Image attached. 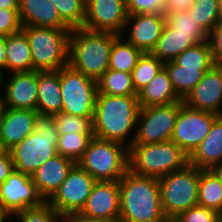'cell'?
Wrapping results in <instances>:
<instances>
[{"instance_id":"obj_1","label":"cell","mask_w":222,"mask_h":222,"mask_svg":"<svg viewBox=\"0 0 222 222\" xmlns=\"http://www.w3.org/2000/svg\"><path fill=\"white\" fill-rule=\"evenodd\" d=\"M140 108L137 96L97 94L92 121L94 136L129 148L135 139Z\"/></svg>"},{"instance_id":"obj_2","label":"cell","mask_w":222,"mask_h":222,"mask_svg":"<svg viewBox=\"0 0 222 222\" xmlns=\"http://www.w3.org/2000/svg\"><path fill=\"white\" fill-rule=\"evenodd\" d=\"M119 188L121 222H166L158 178L138 175L128 169L119 180Z\"/></svg>"},{"instance_id":"obj_3","label":"cell","mask_w":222,"mask_h":222,"mask_svg":"<svg viewBox=\"0 0 222 222\" xmlns=\"http://www.w3.org/2000/svg\"><path fill=\"white\" fill-rule=\"evenodd\" d=\"M117 33L72 29L69 38V64L86 77L98 81L109 69V57Z\"/></svg>"},{"instance_id":"obj_4","label":"cell","mask_w":222,"mask_h":222,"mask_svg":"<svg viewBox=\"0 0 222 222\" xmlns=\"http://www.w3.org/2000/svg\"><path fill=\"white\" fill-rule=\"evenodd\" d=\"M58 135L52 116L38 114L33 132L9 150L15 171L31 176L56 156Z\"/></svg>"},{"instance_id":"obj_5","label":"cell","mask_w":222,"mask_h":222,"mask_svg":"<svg viewBox=\"0 0 222 222\" xmlns=\"http://www.w3.org/2000/svg\"><path fill=\"white\" fill-rule=\"evenodd\" d=\"M129 170L138 175L161 178L189 163L188 155L173 141L132 144L128 148Z\"/></svg>"},{"instance_id":"obj_6","label":"cell","mask_w":222,"mask_h":222,"mask_svg":"<svg viewBox=\"0 0 222 222\" xmlns=\"http://www.w3.org/2000/svg\"><path fill=\"white\" fill-rule=\"evenodd\" d=\"M71 30L22 26L31 50L33 70L55 71L69 64Z\"/></svg>"},{"instance_id":"obj_7","label":"cell","mask_w":222,"mask_h":222,"mask_svg":"<svg viewBox=\"0 0 222 222\" xmlns=\"http://www.w3.org/2000/svg\"><path fill=\"white\" fill-rule=\"evenodd\" d=\"M77 163L96 181H119L129 169L128 147L94 136Z\"/></svg>"},{"instance_id":"obj_8","label":"cell","mask_w":222,"mask_h":222,"mask_svg":"<svg viewBox=\"0 0 222 222\" xmlns=\"http://www.w3.org/2000/svg\"><path fill=\"white\" fill-rule=\"evenodd\" d=\"M201 169L187 164L158 179L161 207L168 218H176L190 207L198 205Z\"/></svg>"},{"instance_id":"obj_9","label":"cell","mask_w":222,"mask_h":222,"mask_svg":"<svg viewBox=\"0 0 222 222\" xmlns=\"http://www.w3.org/2000/svg\"><path fill=\"white\" fill-rule=\"evenodd\" d=\"M60 85L62 112L93 121L98 82L68 64L60 68Z\"/></svg>"},{"instance_id":"obj_10","label":"cell","mask_w":222,"mask_h":222,"mask_svg":"<svg viewBox=\"0 0 222 222\" xmlns=\"http://www.w3.org/2000/svg\"><path fill=\"white\" fill-rule=\"evenodd\" d=\"M183 100L169 105L140 108L133 144H154L171 140Z\"/></svg>"},{"instance_id":"obj_11","label":"cell","mask_w":222,"mask_h":222,"mask_svg":"<svg viewBox=\"0 0 222 222\" xmlns=\"http://www.w3.org/2000/svg\"><path fill=\"white\" fill-rule=\"evenodd\" d=\"M96 182L76 163L47 203L66 220L69 216L81 212Z\"/></svg>"},{"instance_id":"obj_12","label":"cell","mask_w":222,"mask_h":222,"mask_svg":"<svg viewBox=\"0 0 222 222\" xmlns=\"http://www.w3.org/2000/svg\"><path fill=\"white\" fill-rule=\"evenodd\" d=\"M217 116L211 112L190 108L183 103L178 112L171 141L189 157L207 137Z\"/></svg>"},{"instance_id":"obj_13","label":"cell","mask_w":222,"mask_h":222,"mask_svg":"<svg viewBox=\"0 0 222 222\" xmlns=\"http://www.w3.org/2000/svg\"><path fill=\"white\" fill-rule=\"evenodd\" d=\"M44 202L30 175L14 170L0 185V207L10 216L27 208L41 206Z\"/></svg>"},{"instance_id":"obj_14","label":"cell","mask_w":222,"mask_h":222,"mask_svg":"<svg viewBox=\"0 0 222 222\" xmlns=\"http://www.w3.org/2000/svg\"><path fill=\"white\" fill-rule=\"evenodd\" d=\"M127 16L125 0H86L83 27L121 35Z\"/></svg>"},{"instance_id":"obj_15","label":"cell","mask_w":222,"mask_h":222,"mask_svg":"<svg viewBox=\"0 0 222 222\" xmlns=\"http://www.w3.org/2000/svg\"><path fill=\"white\" fill-rule=\"evenodd\" d=\"M165 23V14H128L121 36L143 53H151Z\"/></svg>"},{"instance_id":"obj_16","label":"cell","mask_w":222,"mask_h":222,"mask_svg":"<svg viewBox=\"0 0 222 222\" xmlns=\"http://www.w3.org/2000/svg\"><path fill=\"white\" fill-rule=\"evenodd\" d=\"M193 109L222 115V66L213 65L183 99Z\"/></svg>"},{"instance_id":"obj_17","label":"cell","mask_w":222,"mask_h":222,"mask_svg":"<svg viewBox=\"0 0 222 222\" xmlns=\"http://www.w3.org/2000/svg\"><path fill=\"white\" fill-rule=\"evenodd\" d=\"M9 74L2 90L5 108L37 111L38 71Z\"/></svg>"},{"instance_id":"obj_18","label":"cell","mask_w":222,"mask_h":222,"mask_svg":"<svg viewBox=\"0 0 222 222\" xmlns=\"http://www.w3.org/2000/svg\"><path fill=\"white\" fill-rule=\"evenodd\" d=\"M80 214L97 219H119V181H97Z\"/></svg>"},{"instance_id":"obj_19","label":"cell","mask_w":222,"mask_h":222,"mask_svg":"<svg viewBox=\"0 0 222 222\" xmlns=\"http://www.w3.org/2000/svg\"><path fill=\"white\" fill-rule=\"evenodd\" d=\"M38 112L28 109L5 108L0 120V146L11 150L33 132Z\"/></svg>"},{"instance_id":"obj_20","label":"cell","mask_w":222,"mask_h":222,"mask_svg":"<svg viewBox=\"0 0 222 222\" xmlns=\"http://www.w3.org/2000/svg\"><path fill=\"white\" fill-rule=\"evenodd\" d=\"M75 164L72 159L57 154L31 175L38 193L45 202L58 190Z\"/></svg>"},{"instance_id":"obj_21","label":"cell","mask_w":222,"mask_h":222,"mask_svg":"<svg viewBox=\"0 0 222 222\" xmlns=\"http://www.w3.org/2000/svg\"><path fill=\"white\" fill-rule=\"evenodd\" d=\"M19 17L22 26L71 29L51 0H19Z\"/></svg>"},{"instance_id":"obj_22","label":"cell","mask_w":222,"mask_h":222,"mask_svg":"<svg viewBox=\"0 0 222 222\" xmlns=\"http://www.w3.org/2000/svg\"><path fill=\"white\" fill-rule=\"evenodd\" d=\"M208 40V35H182L165 23L151 54L162 62L173 61L184 50Z\"/></svg>"},{"instance_id":"obj_23","label":"cell","mask_w":222,"mask_h":222,"mask_svg":"<svg viewBox=\"0 0 222 222\" xmlns=\"http://www.w3.org/2000/svg\"><path fill=\"white\" fill-rule=\"evenodd\" d=\"M220 162H222V115L214 119L207 137L189 156V164L202 170H210Z\"/></svg>"},{"instance_id":"obj_24","label":"cell","mask_w":222,"mask_h":222,"mask_svg":"<svg viewBox=\"0 0 222 222\" xmlns=\"http://www.w3.org/2000/svg\"><path fill=\"white\" fill-rule=\"evenodd\" d=\"M37 112L47 116L62 112L60 69L38 71Z\"/></svg>"},{"instance_id":"obj_25","label":"cell","mask_w":222,"mask_h":222,"mask_svg":"<svg viewBox=\"0 0 222 222\" xmlns=\"http://www.w3.org/2000/svg\"><path fill=\"white\" fill-rule=\"evenodd\" d=\"M137 98L141 108L182 101L176 94L164 68L138 92Z\"/></svg>"},{"instance_id":"obj_26","label":"cell","mask_w":222,"mask_h":222,"mask_svg":"<svg viewBox=\"0 0 222 222\" xmlns=\"http://www.w3.org/2000/svg\"><path fill=\"white\" fill-rule=\"evenodd\" d=\"M5 45L6 74L33 71L31 50L22 30L5 36Z\"/></svg>"},{"instance_id":"obj_27","label":"cell","mask_w":222,"mask_h":222,"mask_svg":"<svg viewBox=\"0 0 222 222\" xmlns=\"http://www.w3.org/2000/svg\"><path fill=\"white\" fill-rule=\"evenodd\" d=\"M169 79L176 94L183 100L202 79L209 69H190L178 65L174 60L164 63Z\"/></svg>"},{"instance_id":"obj_28","label":"cell","mask_w":222,"mask_h":222,"mask_svg":"<svg viewBox=\"0 0 222 222\" xmlns=\"http://www.w3.org/2000/svg\"><path fill=\"white\" fill-rule=\"evenodd\" d=\"M143 52L119 35L113 42L109 69L131 73Z\"/></svg>"},{"instance_id":"obj_29","label":"cell","mask_w":222,"mask_h":222,"mask_svg":"<svg viewBox=\"0 0 222 222\" xmlns=\"http://www.w3.org/2000/svg\"><path fill=\"white\" fill-rule=\"evenodd\" d=\"M98 82V94L109 96H137L132 75L128 72L108 69Z\"/></svg>"},{"instance_id":"obj_30","label":"cell","mask_w":222,"mask_h":222,"mask_svg":"<svg viewBox=\"0 0 222 222\" xmlns=\"http://www.w3.org/2000/svg\"><path fill=\"white\" fill-rule=\"evenodd\" d=\"M198 205L218 213L222 210V183L211 170L201 169Z\"/></svg>"},{"instance_id":"obj_31","label":"cell","mask_w":222,"mask_h":222,"mask_svg":"<svg viewBox=\"0 0 222 222\" xmlns=\"http://www.w3.org/2000/svg\"><path fill=\"white\" fill-rule=\"evenodd\" d=\"M174 61L190 69H210L214 65L208 40L184 50Z\"/></svg>"},{"instance_id":"obj_32","label":"cell","mask_w":222,"mask_h":222,"mask_svg":"<svg viewBox=\"0 0 222 222\" xmlns=\"http://www.w3.org/2000/svg\"><path fill=\"white\" fill-rule=\"evenodd\" d=\"M94 134L65 133L59 134L57 139V153L68 157L76 163L83 157Z\"/></svg>"},{"instance_id":"obj_33","label":"cell","mask_w":222,"mask_h":222,"mask_svg":"<svg viewBox=\"0 0 222 222\" xmlns=\"http://www.w3.org/2000/svg\"><path fill=\"white\" fill-rule=\"evenodd\" d=\"M164 62L160 61L151 53H143L139 58L136 66L133 68L131 75L133 86L138 93L145 87L162 69Z\"/></svg>"},{"instance_id":"obj_34","label":"cell","mask_w":222,"mask_h":222,"mask_svg":"<svg viewBox=\"0 0 222 222\" xmlns=\"http://www.w3.org/2000/svg\"><path fill=\"white\" fill-rule=\"evenodd\" d=\"M188 12L209 34L218 23L219 0H196Z\"/></svg>"},{"instance_id":"obj_35","label":"cell","mask_w":222,"mask_h":222,"mask_svg":"<svg viewBox=\"0 0 222 222\" xmlns=\"http://www.w3.org/2000/svg\"><path fill=\"white\" fill-rule=\"evenodd\" d=\"M51 2L71 29L83 27L86 0H51Z\"/></svg>"},{"instance_id":"obj_36","label":"cell","mask_w":222,"mask_h":222,"mask_svg":"<svg viewBox=\"0 0 222 222\" xmlns=\"http://www.w3.org/2000/svg\"><path fill=\"white\" fill-rule=\"evenodd\" d=\"M58 134L83 133L93 134V122L88 117L74 116L59 112L52 115Z\"/></svg>"},{"instance_id":"obj_37","label":"cell","mask_w":222,"mask_h":222,"mask_svg":"<svg viewBox=\"0 0 222 222\" xmlns=\"http://www.w3.org/2000/svg\"><path fill=\"white\" fill-rule=\"evenodd\" d=\"M11 219L13 222H65V219L47 202L38 207L18 211L11 215Z\"/></svg>"},{"instance_id":"obj_38","label":"cell","mask_w":222,"mask_h":222,"mask_svg":"<svg viewBox=\"0 0 222 222\" xmlns=\"http://www.w3.org/2000/svg\"><path fill=\"white\" fill-rule=\"evenodd\" d=\"M166 23L182 35H208L188 11L165 13Z\"/></svg>"},{"instance_id":"obj_39","label":"cell","mask_w":222,"mask_h":222,"mask_svg":"<svg viewBox=\"0 0 222 222\" xmlns=\"http://www.w3.org/2000/svg\"><path fill=\"white\" fill-rule=\"evenodd\" d=\"M127 14H165L167 0H125Z\"/></svg>"},{"instance_id":"obj_40","label":"cell","mask_w":222,"mask_h":222,"mask_svg":"<svg viewBox=\"0 0 222 222\" xmlns=\"http://www.w3.org/2000/svg\"><path fill=\"white\" fill-rule=\"evenodd\" d=\"M176 218L180 222H219V213L196 205L185 210Z\"/></svg>"},{"instance_id":"obj_41","label":"cell","mask_w":222,"mask_h":222,"mask_svg":"<svg viewBox=\"0 0 222 222\" xmlns=\"http://www.w3.org/2000/svg\"><path fill=\"white\" fill-rule=\"evenodd\" d=\"M22 30L19 9H0V34L11 35Z\"/></svg>"},{"instance_id":"obj_42","label":"cell","mask_w":222,"mask_h":222,"mask_svg":"<svg viewBox=\"0 0 222 222\" xmlns=\"http://www.w3.org/2000/svg\"><path fill=\"white\" fill-rule=\"evenodd\" d=\"M208 42L214 64L222 66V23H217L208 34Z\"/></svg>"},{"instance_id":"obj_43","label":"cell","mask_w":222,"mask_h":222,"mask_svg":"<svg viewBox=\"0 0 222 222\" xmlns=\"http://www.w3.org/2000/svg\"><path fill=\"white\" fill-rule=\"evenodd\" d=\"M15 170L14 163L9 151L0 154V185Z\"/></svg>"},{"instance_id":"obj_44","label":"cell","mask_w":222,"mask_h":222,"mask_svg":"<svg viewBox=\"0 0 222 222\" xmlns=\"http://www.w3.org/2000/svg\"><path fill=\"white\" fill-rule=\"evenodd\" d=\"M196 0H167L165 5V13H179L188 11Z\"/></svg>"},{"instance_id":"obj_45","label":"cell","mask_w":222,"mask_h":222,"mask_svg":"<svg viewBox=\"0 0 222 222\" xmlns=\"http://www.w3.org/2000/svg\"><path fill=\"white\" fill-rule=\"evenodd\" d=\"M65 222H121L119 219H97L83 216L80 213L69 216Z\"/></svg>"},{"instance_id":"obj_46","label":"cell","mask_w":222,"mask_h":222,"mask_svg":"<svg viewBox=\"0 0 222 222\" xmlns=\"http://www.w3.org/2000/svg\"><path fill=\"white\" fill-rule=\"evenodd\" d=\"M5 35L0 34V68L6 71Z\"/></svg>"},{"instance_id":"obj_47","label":"cell","mask_w":222,"mask_h":222,"mask_svg":"<svg viewBox=\"0 0 222 222\" xmlns=\"http://www.w3.org/2000/svg\"><path fill=\"white\" fill-rule=\"evenodd\" d=\"M19 9V0H0V9Z\"/></svg>"},{"instance_id":"obj_48","label":"cell","mask_w":222,"mask_h":222,"mask_svg":"<svg viewBox=\"0 0 222 222\" xmlns=\"http://www.w3.org/2000/svg\"><path fill=\"white\" fill-rule=\"evenodd\" d=\"M214 175L220 180L222 183V162L216 164L210 169Z\"/></svg>"},{"instance_id":"obj_49","label":"cell","mask_w":222,"mask_h":222,"mask_svg":"<svg viewBox=\"0 0 222 222\" xmlns=\"http://www.w3.org/2000/svg\"><path fill=\"white\" fill-rule=\"evenodd\" d=\"M5 75H6V72H5V70L3 69V68H0V89L2 90V87H5V78H7V77H5ZM3 93L1 92L0 93V95H2Z\"/></svg>"},{"instance_id":"obj_50","label":"cell","mask_w":222,"mask_h":222,"mask_svg":"<svg viewBox=\"0 0 222 222\" xmlns=\"http://www.w3.org/2000/svg\"><path fill=\"white\" fill-rule=\"evenodd\" d=\"M11 216L0 207V222H8Z\"/></svg>"},{"instance_id":"obj_51","label":"cell","mask_w":222,"mask_h":222,"mask_svg":"<svg viewBox=\"0 0 222 222\" xmlns=\"http://www.w3.org/2000/svg\"><path fill=\"white\" fill-rule=\"evenodd\" d=\"M218 23H222V0H219Z\"/></svg>"},{"instance_id":"obj_52","label":"cell","mask_w":222,"mask_h":222,"mask_svg":"<svg viewBox=\"0 0 222 222\" xmlns=\"http://www.w3.org/2000/svg\"><path fill=\"white\" fill-rule=\"evenodd\" d=\"M4 109H5V105H4V101H3V96L0 95V120H1L2 114L4 112Z\"/></svg>"},{"instance_id":"obj_53","label":"cell","mask_w":222,"mask_h":222,"mask_svg":"<svg viewBox=\"0 0 222 222\" xmlns=\"http://www.w3.org/2000/svg\"><path fill=\"white\" fill-rule=\"evenodd\" d=\"M219 222H222V210L219 212Z\"/></svg>"},{"instance_id":"obj_54","label":"cell","mask_w":222,"mask_h":222,"mask_svg":"<svg viewBox=\"0 0 222 222\" xmlns=\"http://www.w3.org/2000/svg\"><path fill=\"white\" fill-rule=\"evenodd\" d=\"M171 222H180L177 218H171Z\"/></svg>"},{"instance_id":"obj_55","label":"cell","mask_w":222,"mask_h":222,"mask_svg":"<svg viewBox=\"0 0 222 222\" xmlns=\"http://www.w3.org/2000/svg\"><path fill=\"white\" fill-rule=\"evenodd\" d=\"M166 222H171V218H168V219L166 220Z\"/></svg>"}]
</instances>
